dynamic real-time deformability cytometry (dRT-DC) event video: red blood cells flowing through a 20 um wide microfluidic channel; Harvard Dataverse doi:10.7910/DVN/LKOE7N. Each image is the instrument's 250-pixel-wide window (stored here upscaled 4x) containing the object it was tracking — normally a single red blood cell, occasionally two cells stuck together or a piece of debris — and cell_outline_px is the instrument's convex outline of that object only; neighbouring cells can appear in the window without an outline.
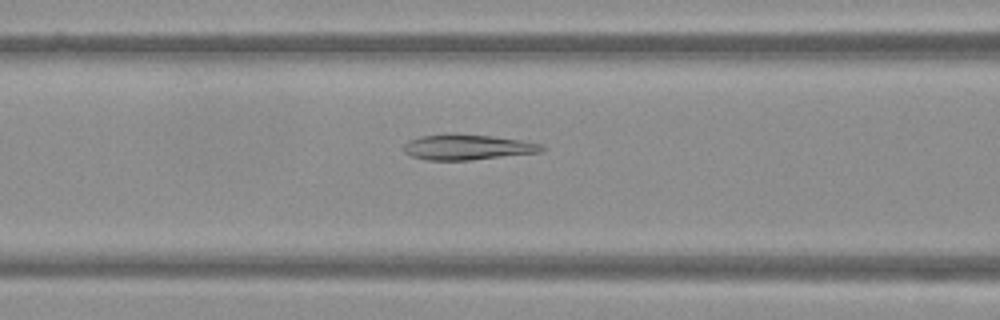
{"species": "Egyptian fruit bat (a non-hibernating species)", "species_latin": "Rousettus aegyptiacus", "temperature_condition": "warm", "stored_images_in_passage": 36, "camera_frame_rate_fps": 3000, "um_per_image_px": 0.085, "frame": {"image": 1, "passage_image": 7, "time_ms": 2.0, "image_size_px": [1000, 320], "cell_outline_px": [[544, 148], [540, 152], [468, 160], [424, 160], [412, 156], [404, 152], [404, 144], [408, 140], [420, 136], [448, 132], [452, 132], [492, 136], [520, 140], [544, 144]], "centroid_in_image_um": [39.67, 12.48], "position_along_channel_um": 126.9, "area_um2": 20.69}}
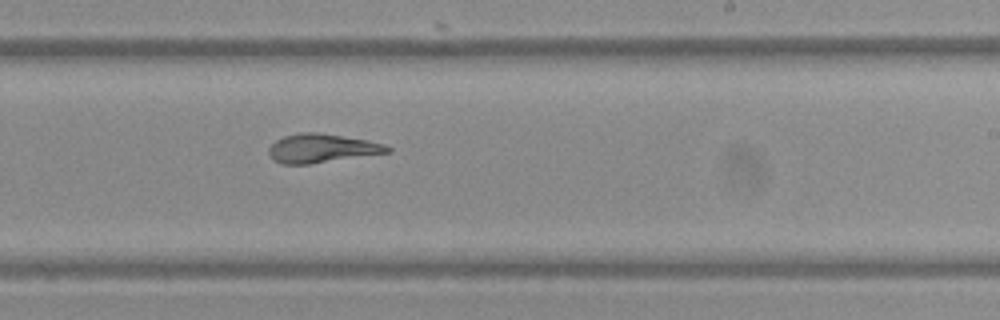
{"frame": {"image": 2, "passage_image": 17, "time_ms": 5.333, "image_size_px": [1000, 320], "cell_outline_px": [[392, 152], [308, 164], [280, 164], [272, 160], [268, 156], [268, 148], [276, 140], [284, 136], [300, 132], [316, 132], [368, 140], [384, 144], [392, 148]], "centroid_in_image_um": [27.32, 12.61], "position_along_channel_um": 261.7, "area_um2": 20.0}}
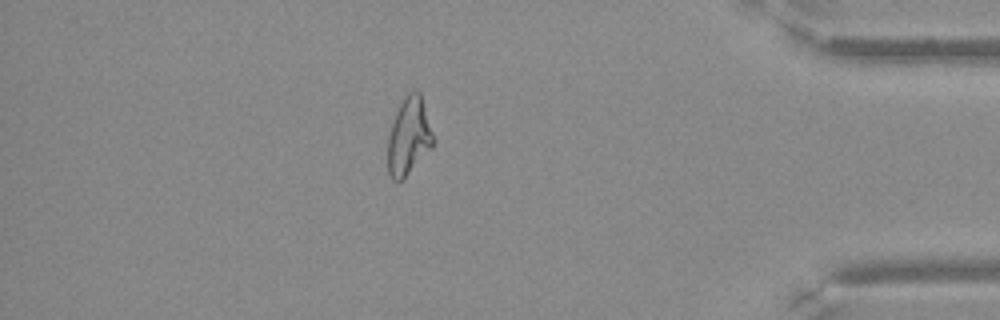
{"frame": {"image": 3, "passage_image": 30, "time_ms": 9.667, "image_size_px": [1000, 320], "cell_outline_px": [[436, 140], [432, 148], [404, 180], [392, 180], [388, 172], [388, 136], [396, 112], [404, 96], [408, 92], [420, 92]], "centroid_in_image_um": [34.78, 11.63], "position_along_channel_um": 400.4, "area_um2": 20.75}}